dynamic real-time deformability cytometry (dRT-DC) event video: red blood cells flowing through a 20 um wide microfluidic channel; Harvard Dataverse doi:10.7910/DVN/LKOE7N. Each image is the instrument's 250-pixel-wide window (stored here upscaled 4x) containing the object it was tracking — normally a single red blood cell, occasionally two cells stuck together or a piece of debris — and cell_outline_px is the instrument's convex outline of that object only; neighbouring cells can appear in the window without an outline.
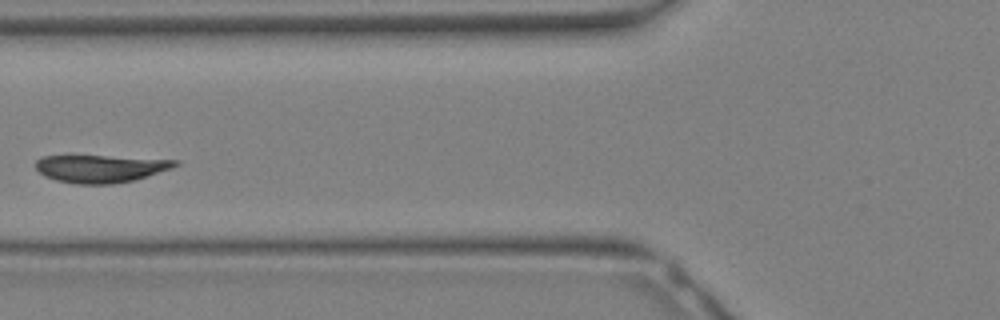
{"species": "Egyptian fruit bat (a non-hibernating species)", "species_latin": "Rousettus aegyptiacus", "temperature_condition": "warm", "stored_images_in_passage": 17, "camera_frame_rate_fps": 3000, "um_per_image_px": 0.085, "animal": {"sex": "female"}, "frame": {"image": 1, "passage_image": 12, "time_ms": 3.667, "image_size_px": [1000, 320], "cell_outline_px": [[180, 164], [172, 168], [136, 180], [112, 184], [76, 184], [56, 180], [44, 176], [36, 168], [36, 160], [40, 156], [68, 152], [72, 152], [180, 160]], "centroid_in_image_um": [8.5, 14.25], "position_along_channel_um": 117.3, "area_um2": 24.1}}
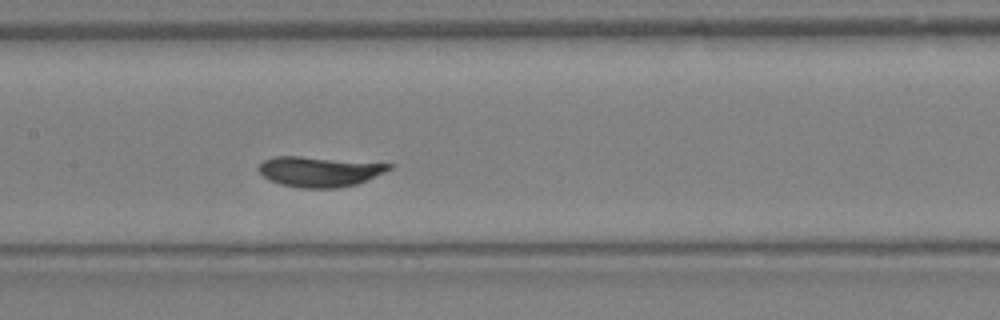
{"frame": {"image": 2, "passage_image": 15, "time_ms": 4.667, "image_size_px": [1000, 320], "cell_outline_px": [[392, 168], [384, 172], [356, 184], [336, 188], [300, 188], [280, 184], [268, 180], [256, 168], [264, 160], [276, 156], [300, 156], [392, 164]], "centroid_in_image_um": [27.1, 14.58], "position_along_channel_um": 180.3, "area_um2": 22.77}}
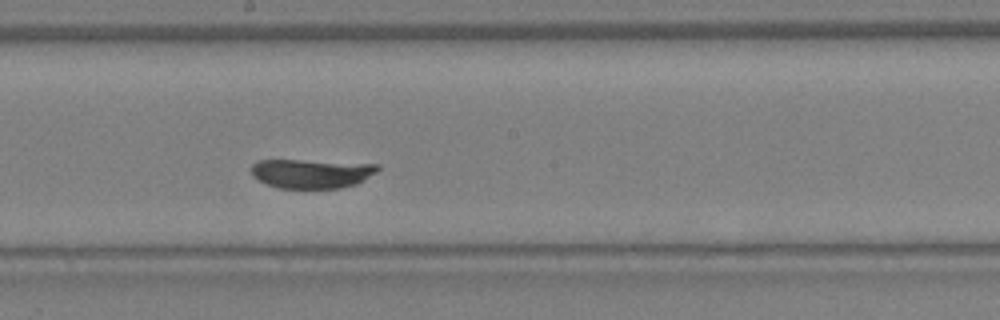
{"frame": {"image": 3, "passage_image": 17, "time_ms": 5.333, "image_size_px": [1000, 320], "cell_outline_px": [[380, 168], [376, 172], [364, 180], [356, 184], [340, 188], [280, 188], [268, 184], [252, 176], [252, 164], [256, 160], [300, 160], [380, 164]], "centroid_in_image_um": [26.5, 14.74], "position_along_channel_um": 221.7, "area_um2": 21.44}}